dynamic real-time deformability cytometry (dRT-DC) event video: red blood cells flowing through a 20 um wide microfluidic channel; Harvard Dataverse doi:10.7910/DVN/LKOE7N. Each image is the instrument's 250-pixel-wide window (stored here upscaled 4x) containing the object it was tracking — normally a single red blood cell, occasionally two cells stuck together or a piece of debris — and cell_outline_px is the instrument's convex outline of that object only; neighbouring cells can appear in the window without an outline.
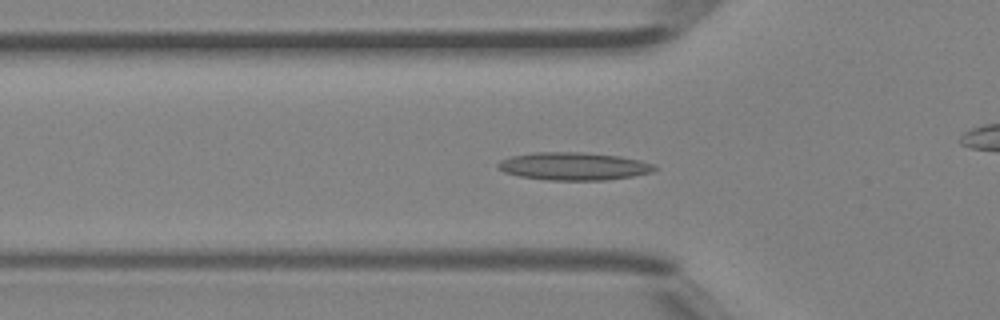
{"species": "Egyptian fruit bat (a non-hibernating species)", "species_latin": "Rousettus aegyptiacus", "temperature_condition": "room temperature", "stored_images_in_passage": 45, "camera_frame_rate_fps": 3000, "um_per_image_px": 0.085, "animal": {"sex": "female"}, "frame": {"image": 1, "passage_image": 14, "time_ms": 4.333, "image_size_px": [1000, 320], "cell_outline_px": [[656, 168], [652, 172], [632, 176], [604, 180], [548, 180], [520, 176], [504, 172], [496, 168], [496, 164], [500, 160], [512, 156], [536, 152], [580, 152], [620, 156], [640, 160], [652, 164]], "centroid_in_image_um": [48.72, 14.13], "position_along_channel_um": 77.1, "area_um2": 25.26}}
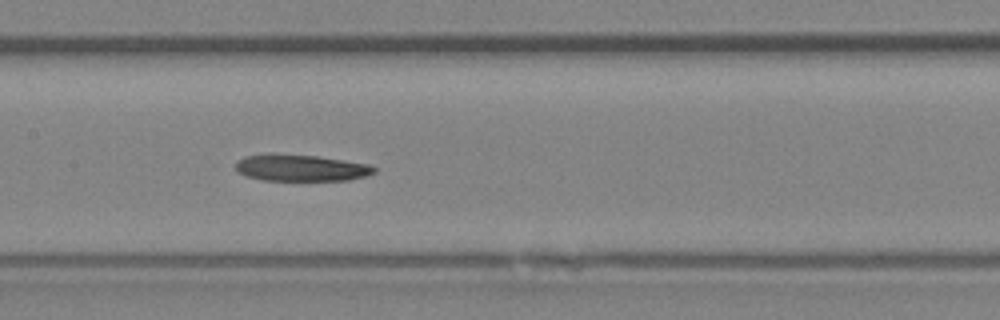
{"frame": {"image": 2, "passage_image": 21, "time_ms": 6.667, "image_size_px": [1000, 320], "cell_outline_px": [[376, 172], [368, 176], [348, 180], [264, 180], [244, 176], [236, 168], [236, 160], [244, 156], [268, 152], [272, 152], [316, 156], [368, 164], [376, 168]], "centroid_in_image_um": [25.53, 14.25], "position_along_channel_um": 181.9, "area_um2": 21.79}}
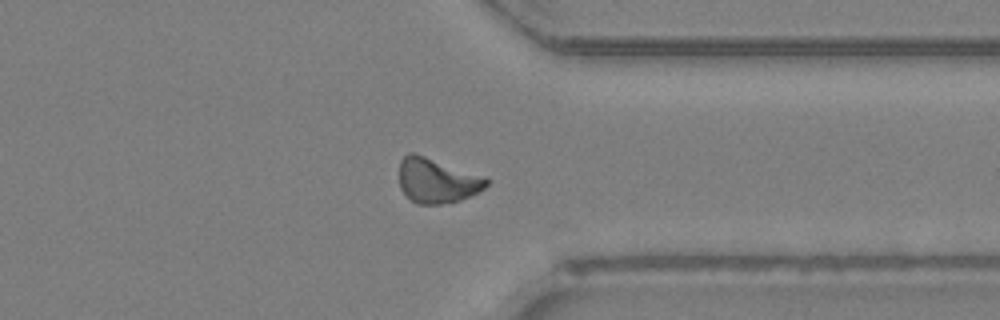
{"frame": {"image": 3, "passage_image": 34, "time_ms": 11.0, "image_size_px": [1000, 320], "cell_outline_px": [[488, 184], [484, 188], [460, 200], [440, 204], [416, 204], [400, 188], [400, 160], [408, 152], [412, 152], [484, 176], [488, 180]], "centroid_in_image_um": [37.12, 15.35], "position_along_channel_um": 374.3, "area_um2": 22.37}}